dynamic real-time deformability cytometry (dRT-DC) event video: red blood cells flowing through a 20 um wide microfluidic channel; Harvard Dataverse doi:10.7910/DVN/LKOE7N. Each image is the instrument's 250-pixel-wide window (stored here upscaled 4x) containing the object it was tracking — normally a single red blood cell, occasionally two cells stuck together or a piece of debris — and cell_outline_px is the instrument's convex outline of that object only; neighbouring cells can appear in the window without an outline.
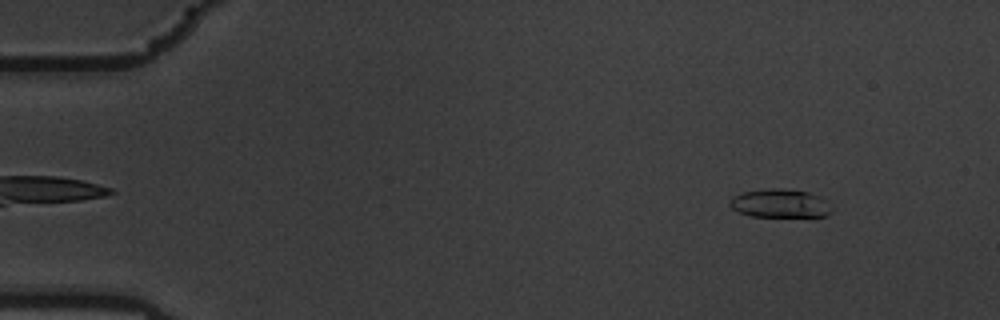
{"species": "common noctule bat (a hibernating species)", "species_latin": "Nyctalus noctula", "temperature_condition": "warm", "stored_images_in_passage": 58, "camera_frame_rate_fps": 3000, "um_per_image_px": 0.085, "animal": {"sex": "male", "body_mass_g": 19.5, "forearm_length_mm": 54.6}, "frame": {"image": 1, "passage_image": 6, "time_ms": 1.667, "image_size_px": [1000, 320], "cell_outline_px": [[832, 212], [824, 216], [752, 216], [740, 212], [732, 208], [728, 204], [728, 200], [732, 196], [744, 192], [768, 188], [780, 188], [808, 192], [820, 196], [824, 200]], "centroid_in_image_um": [66.24, 17.28], "position_along_channel_um": 18.8, "area_um2": 16.7}}
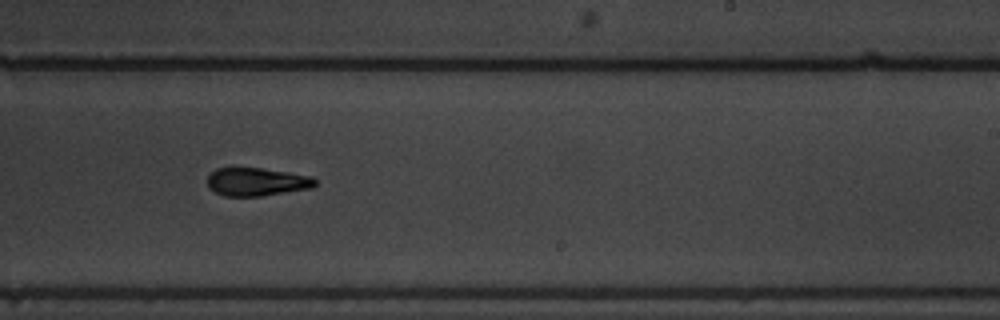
{"frame": {"image": 2, "passage_image": 36, "time_ms": 11.667, "image_size_px": [1000, 320], "cell_outline_px": [[316, 184], [312, 188], [260, 196], [224, 196], [208, 188], [208, 176], [216, 168], [260, 168], [288, 172], [312, 176], [316, 180]], "centroid_in_image_um": [21.82, 15.45], "position_along_channel_um": 267.2, "area_um2": 17.63}}
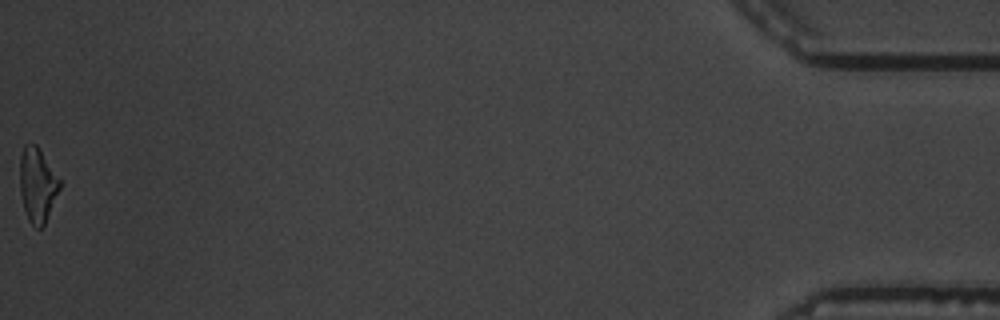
{"frame": {"image": 3, "passage_image": 58, "time_ms": 19.0, "image_size_px": [1000, 320], "cell_outline_px": [[60, 188], [44, 224], [40, 228], [36, 228], [28, 220], [24, 208], [20, 192], [20, 156], [24, 144], [36, 144], [60, 180]], "centroid_in_image_um": [3.16, 15.71], "position_along_channel_um": 432.0, "area_um2": 16.94}, "authors_computed_cell_mechanics": {"area_um2": 17.629, "velocity_mm_per_s": 3.527, "shape_relaxation_time_tau1_ms": 8.6442, "shape_relaxation_time_tau2_ms": 2.8047, "deformation_change_tau1": 0.226, "deformation_change_tau2": 0.1011}}